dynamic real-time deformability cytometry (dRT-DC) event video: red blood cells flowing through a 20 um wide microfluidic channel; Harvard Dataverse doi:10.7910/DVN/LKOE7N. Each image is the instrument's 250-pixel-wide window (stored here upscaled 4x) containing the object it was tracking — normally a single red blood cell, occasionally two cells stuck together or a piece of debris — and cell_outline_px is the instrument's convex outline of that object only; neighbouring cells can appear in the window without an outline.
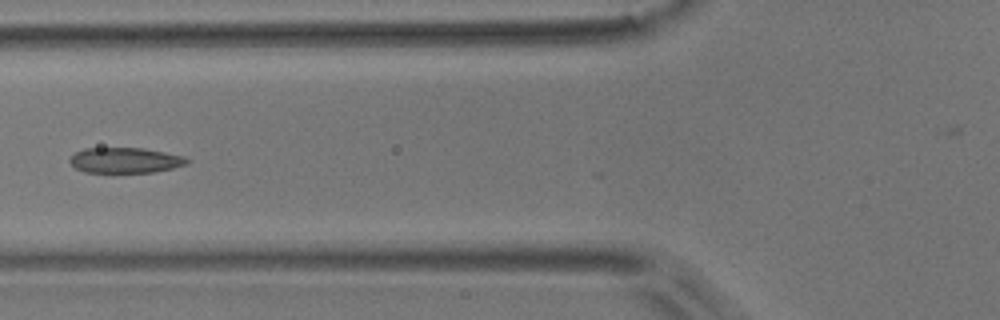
{"species": "common noctule bat (a hibernating species)", "species_latin": "Nyctalus noctula", "temperature_condition": "room temperature", "stored_images_in_passage": 3, "camera_frame_rate_fps": 3000, "um_per_image_px": 0.085, "animal": {"sex": "male", "body_mass_g": 17.9}, "frame": {"image": 1, "passage_image": 2, "time_ms": 0.333, "image_size_px": [1000, 320], "cell_outline_px": [[188, 164], [156, 172], [84, 172], [76, 168], [68, 160], [76, 152], [84, 148], [144, 148], [184, 156], [188, 160]], "centroid_in_image_um": [10.64, 13.62], "position_along_channel_um": 115.2, "area_um2": 17.28}}